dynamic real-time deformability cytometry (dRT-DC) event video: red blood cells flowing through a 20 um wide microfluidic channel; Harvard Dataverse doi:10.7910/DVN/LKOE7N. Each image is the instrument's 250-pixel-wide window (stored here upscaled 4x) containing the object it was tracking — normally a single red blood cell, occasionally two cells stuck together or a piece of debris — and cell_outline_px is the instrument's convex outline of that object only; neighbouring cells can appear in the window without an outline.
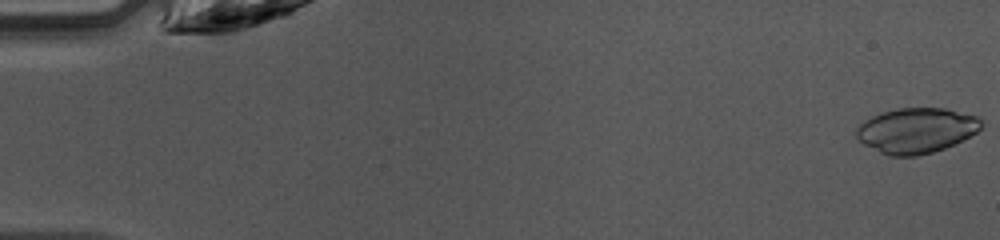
{"species": "common noctule bat (a hibernating species)", "species_latin": "Nyctalus noctula", "temperature_condition": "warm", "stored_images_in_passage": 47, "camera_frame_rate_fps": 3000, "um_per_image_px": 0.085, "animal": {"sex": "female", "body_mass_g": 10.0, "forearm_length_mm": 53.1}, "frame": {"image": 1, "passage_image": 1, "time_ms": 0.0, "image_size_px": [1000, 240], "cell_outline_px": [[980, 128], [976, 132], [944, 148], [932, 152], [916, 156], [888, 156], [856, 140], [856, 128], [864, 120], [872, 116], [884, 112], [900, 108], [944, 108], [976, 116], [980, 120]], "centroid_in_image_um": [77.82, 11.09], "position_along_channel_um": 7.2, "area_um2": 32.48}}